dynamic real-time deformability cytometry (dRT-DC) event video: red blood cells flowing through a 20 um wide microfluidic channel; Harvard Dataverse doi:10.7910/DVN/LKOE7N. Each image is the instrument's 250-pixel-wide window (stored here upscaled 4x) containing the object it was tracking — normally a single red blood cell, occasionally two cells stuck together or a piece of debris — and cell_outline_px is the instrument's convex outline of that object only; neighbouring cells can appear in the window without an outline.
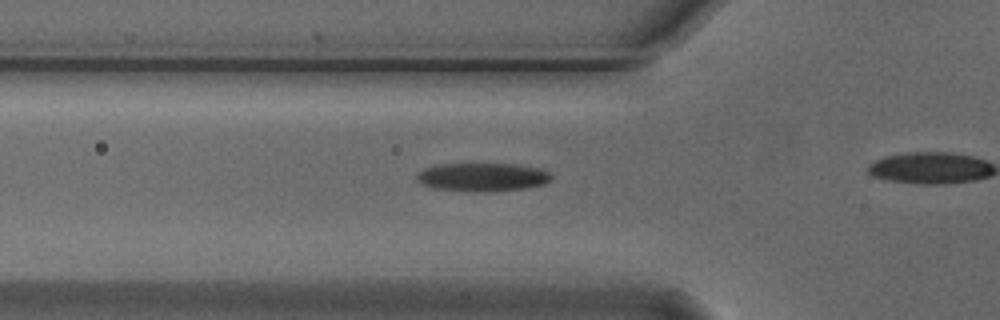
{"species": "Egyptian fruit bat (a non-hibernating species)", "species_latin": "Rousettus aegyptiacus", "temperature_condition": "cold", "stored_images_in_passage": 19, "camera_frame_rate_fps": 3000, "um_per_image_px": 0.085, "animal": {"sex": "male"}, "frame": {"image": 1, "passage_image": 14, "time_ms": 4.333, "image_size_px": [1000, 320], "cell_outline_px": [[552, 180], [544, 184], [524, 188], [484, 192], [476, 192], [432, 188], [416, 180], [416, 172], [424, 168], [436, 164], [516, 164], [540, 168], [548, 172], [552, 176]], "centroid_in_image_um": [40.98, 15.05], "position_along_channel_um": 84.8, "area_um2": 22.43}}